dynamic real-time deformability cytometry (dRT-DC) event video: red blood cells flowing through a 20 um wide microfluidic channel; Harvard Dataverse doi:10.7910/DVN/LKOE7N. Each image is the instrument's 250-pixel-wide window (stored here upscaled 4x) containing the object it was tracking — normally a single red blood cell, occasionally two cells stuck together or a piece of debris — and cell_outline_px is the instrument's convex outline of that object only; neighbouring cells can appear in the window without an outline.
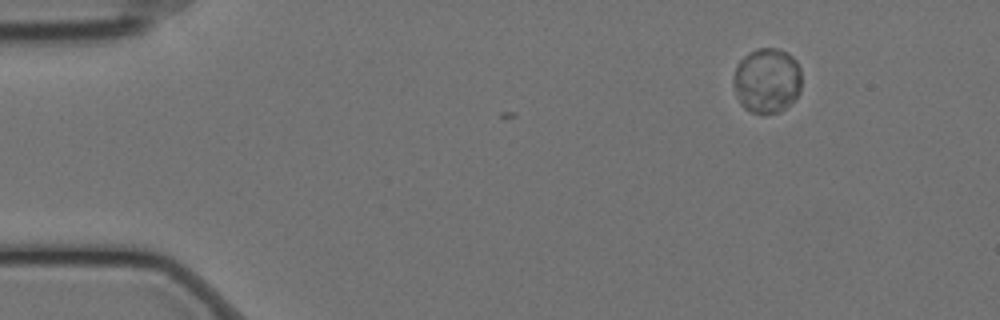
{"species": "Egyptian fruit bat (a non-hibernating species)", "species_latin": "Rousettus aegyptiacus", "temperature_condition": "cold", "stored_images_in_passage": 2, "camera_frame_rate_fps": 3000, "um_per_image_px": 0.085, "animal": {"sex": "female"}, "frame": {"image": 1, "passage_image": 2, "time_ms": 0.333, "image_size_px": [1000, 320], "cell_outline_px": [[800, 92], [780, 112], [764, 116], [752, 112], [744, 108], [740, 104], [736, 96], [732, 80], [736, 64], [748, 52], [756, 48], [776, 48], [788, 52], [796, 60], [800, 68]], "centroid_in_image_um": [65.16, 6.85], "position_along_channel_um": 19.8, "area_um2": 26.3}}